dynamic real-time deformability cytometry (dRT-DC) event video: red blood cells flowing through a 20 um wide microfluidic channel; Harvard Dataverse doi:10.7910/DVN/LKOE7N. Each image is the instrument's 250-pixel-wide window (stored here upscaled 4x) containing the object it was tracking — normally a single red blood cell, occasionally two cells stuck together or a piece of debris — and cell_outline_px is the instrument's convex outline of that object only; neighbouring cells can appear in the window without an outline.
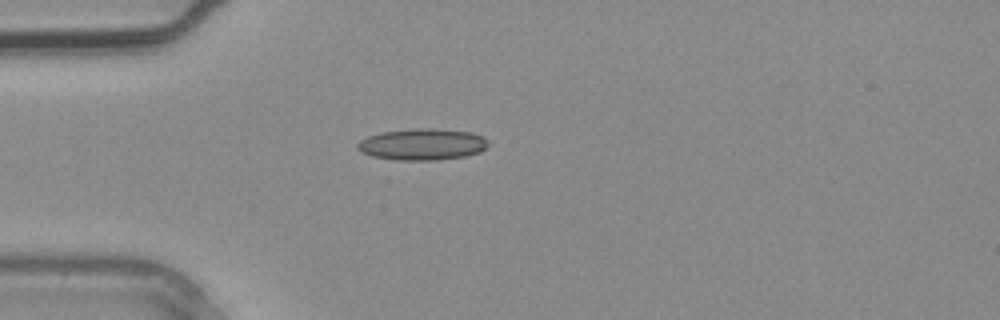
{"species": "common noctule bat (a hibernating species)", "species_latin": "Nyctalus noctula", "temperature_condition": "warm", "stored_images_in_passage": 3, "camera_frame_rate_fps": 3000, "um_per_image_px": 0.085, "animal": {"sex": "male", "body_mass_g": 20.4}, "frame": {"image": 1, "passage_image": 2, "time_ms": 0.333, "image_size_px": [1000, 320], "cell_outline_px": [[488, 144], [480, 152], [464, 156], [436, 160], [396, 160], [372, 156], [360, 152], [356, 148], [356, 144], [360, 140], [368, 136], [380, 132], [416, 128], [432, 128], [472, 132], [484, 136], [488, 140]], "centroid_in_image_um": [35.88, 12.26], "position_along_channel_um": 49.1, "area_um2": 24.16}}